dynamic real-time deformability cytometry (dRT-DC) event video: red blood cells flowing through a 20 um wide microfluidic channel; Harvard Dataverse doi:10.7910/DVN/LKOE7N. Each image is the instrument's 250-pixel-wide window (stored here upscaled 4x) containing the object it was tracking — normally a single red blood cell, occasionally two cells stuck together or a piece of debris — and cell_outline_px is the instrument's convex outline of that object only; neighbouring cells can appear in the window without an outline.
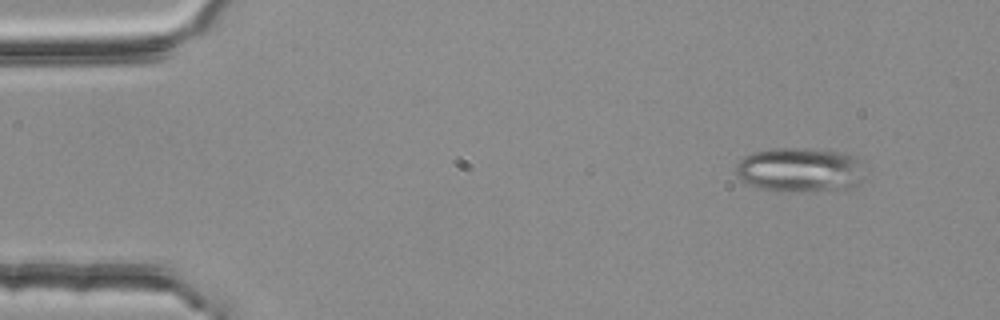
{"species": "common noctule bat (a hibernating species)", "species_latin": "Nyctalus noctula", "temperature_condition": "room temperature", "stored_images_in_passage": 2, "camera_frame_rate_fps": 3000, "um_per_image_px": 0.085, "animal": {"sex": "female", "body_mass_g": 25.1}, "frame": {"image": 1, "passage_image": 1, "time_ms": 0.0, "image_size_px": [1000, 320], "cell_outline_px": [[868, 180], [848, 192], [784, 192], [760, 188], [748, 184], [740, 180], [736, 176], [736, 164], [744, 156], [752, 152], [772, 148], [804, 148], [840, 152], [856, 156], [864, 160]], "centroid_in_image_um": [68.17, 14.49], "position_along_channel_um": 16.8, "area_um2": 35.49}}